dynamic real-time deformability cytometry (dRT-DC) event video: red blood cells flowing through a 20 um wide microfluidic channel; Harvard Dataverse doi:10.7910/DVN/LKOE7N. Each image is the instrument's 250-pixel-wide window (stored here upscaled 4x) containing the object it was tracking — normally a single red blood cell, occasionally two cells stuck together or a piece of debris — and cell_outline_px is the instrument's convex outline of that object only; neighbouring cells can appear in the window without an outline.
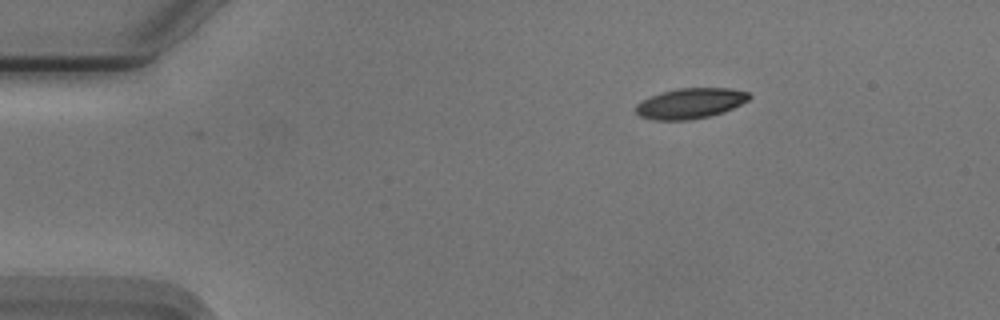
{"species": "Egyptian fruit bat (a non-hibernating species)", "species_latin": "Rousettus aegyptiacus", "temperature_condition": "cold", "stored_images_in_passage": 47, "camera_frame_rate_fps": 3000, "um_per_image_px": 0.085, "animal": {"sex": "male"}, "frame": {"image": 1, "passage_image": 1, "time_ms": 0.0, "image_size_px": [1000, 320], "cell_outline_px": [[752, 96], [748, 100], [724, 112], [708, 116], [688, 120], [652, 120], [640, 116], [636, 112], [636, 104], [660, 92], [676, 88], [728, 88], [748, 92]], "centroid_in_image_um": [58.67, 8.78], "position_along_channel_um": 26.3, "area_um2": 20.0}}
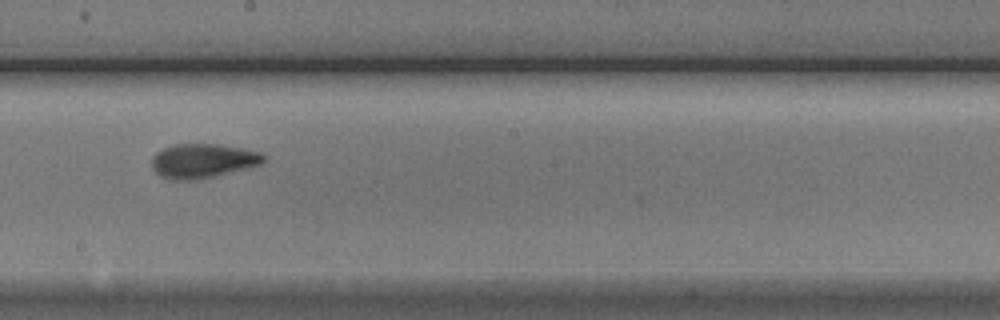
{"frame": {"image": 2, "passage_image": 23, "time_ms": 7.333, "image_size_px": [1000, 320], "cell_outline_px": [[264, 160], [260, 164], [200, 180], [172, 180], [160, 176], [152, 168], [152, 156], [156, 152], [164, 148], [176, 144], [220, 144], [260, 152], [264, 156]], "centroid_in_image_um": [17.19, 13.68], "position_along_channel_um": 231.0, "area_um2": 22.25}}
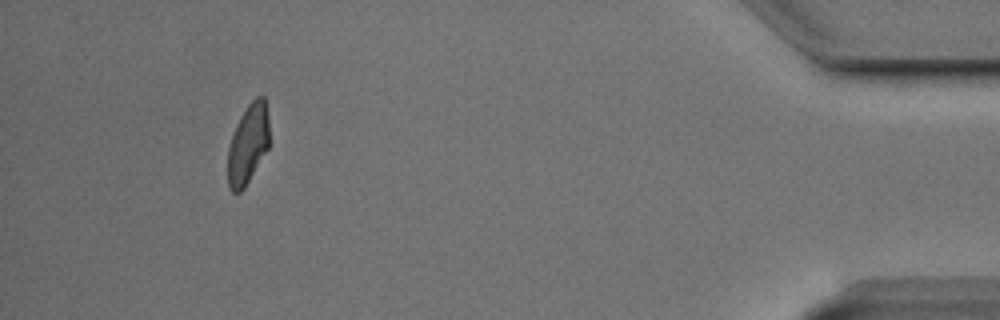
{"frame": {"image": 3, "passage_image": 43, "time_ms": 14.0, "image_size_px": [1000, 320], "cell_outline_px": [[268, 148], [244, 188], [240, 192], [232, 192], [228, 184], [228, 148], [236, 124], [240, 116], [248, 104], [256, 96], [264, 96], [268, 116]], "centroid_in_image_um": [21.07, 12.23], "position_along_channel_um": 414.1, "area_um2": 19.07}, "authors_computed_cell_mechanics": {"area_um2": 21.1548, "velocity_mm_per_s": 3.7343, "shape_relaxation_time_tau1_ms": 3.1105, "shape_relaxation_time_tau2_ms": 2.3004, "deformation_change_tau1": 0.1438, "deformation_change_tau2": 0.0777}}